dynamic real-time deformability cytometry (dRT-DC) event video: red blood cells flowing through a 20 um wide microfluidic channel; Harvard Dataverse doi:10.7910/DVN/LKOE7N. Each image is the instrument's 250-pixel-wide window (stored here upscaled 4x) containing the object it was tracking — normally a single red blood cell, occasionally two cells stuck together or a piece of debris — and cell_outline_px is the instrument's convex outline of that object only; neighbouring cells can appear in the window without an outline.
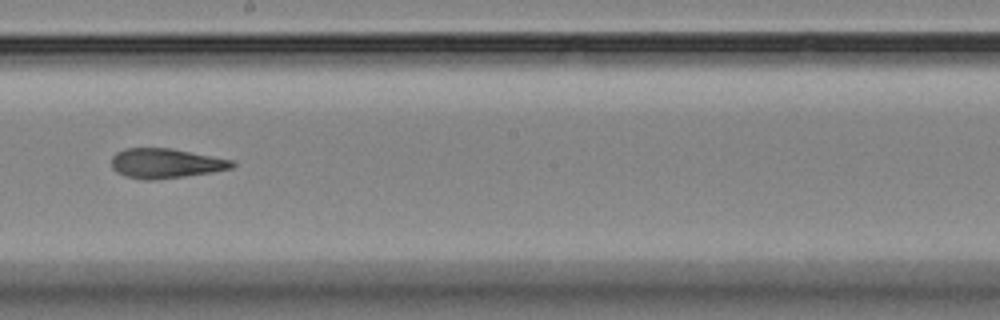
{"species": "Egyptian fruit bat (a non-hibernating species)", "species_latin": "Rousettus aegyptiacus", "temperature_condition": "room temperature", "stored_images_in_passage": 15, "camera_frame_rate_fps": 3000, "um_per_image_px": 0.085, "animal": {"sex": "female"}, "frame": {"image": 1, "passage_image": 9, "time_ms": 10.0, "image_size_px": [1000, 320], "cell_outline_px": [[236, 164], [232, 168], [212, 172], [184, 176], [152, 180], [144, 180], [128, 176], [116, 172], [112, 168], [112, 156], [116, 152], [128, 148], [172, 148], [236, 160]], "centroid_in_image_um": [14.12, 13.87], "position_along_channel_um": 234.1, "area_um2": 20.98}}
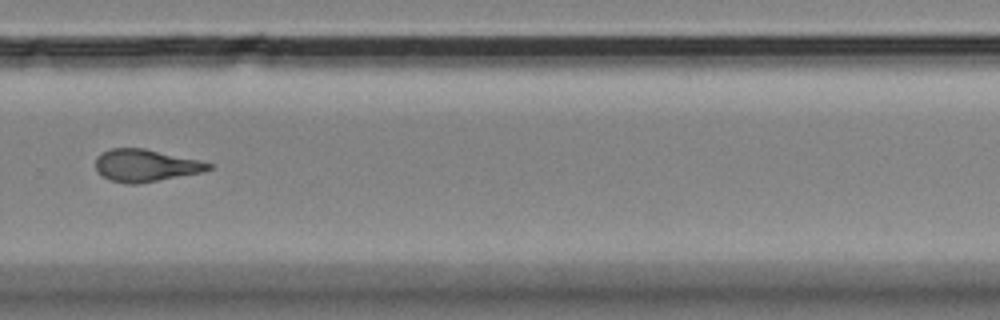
{"frame": {"image": 2, "passage_image": 11, "time_ms": 12.333, "image_size_px": [1000, 320], "cell_outline_px": [[212, 168], [204, 172], [136, 184], [128, 184], [108, 180], [96, 172], [96, 156], [112, 148], [144, 148], [200, 160], [212, 164]], "centroid_in_image_um": [12.37, 14.07], "position_along_channel_um": 317.4, "area_um2": 21.33}}
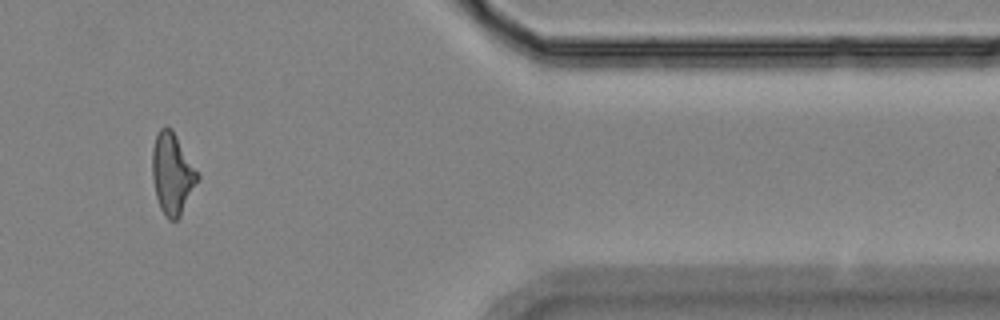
{"frame": {"image": 3, "passage_image": 13, "time_ms": 15.333, "image_size_px": [1000, 320], "cell_outline_px": [[200, 180], [180, 216], [176, 220], [168, 220], [164, 216], [160, 208], [156, 196], [152, 180], [152, 148], [156, 136], [160, 128], [172, 128], [200, 176]], "centroid_in_image_um": [14.65, 14.8], "position_along_channel_um": 396.8, "area_um2": 21.56}, "authors_computed_cell_mechanics": {"area_um2": 21.0392, "velocity_mm_per_s": 3.5861, "shape_relaxation_time_tau1_ms": 10.476, "shape_relaxation_time_tau2_ms": 2.5563, "deformation_change_tau1": 0.2692, "deformation_change_tau2": 0.1167}}